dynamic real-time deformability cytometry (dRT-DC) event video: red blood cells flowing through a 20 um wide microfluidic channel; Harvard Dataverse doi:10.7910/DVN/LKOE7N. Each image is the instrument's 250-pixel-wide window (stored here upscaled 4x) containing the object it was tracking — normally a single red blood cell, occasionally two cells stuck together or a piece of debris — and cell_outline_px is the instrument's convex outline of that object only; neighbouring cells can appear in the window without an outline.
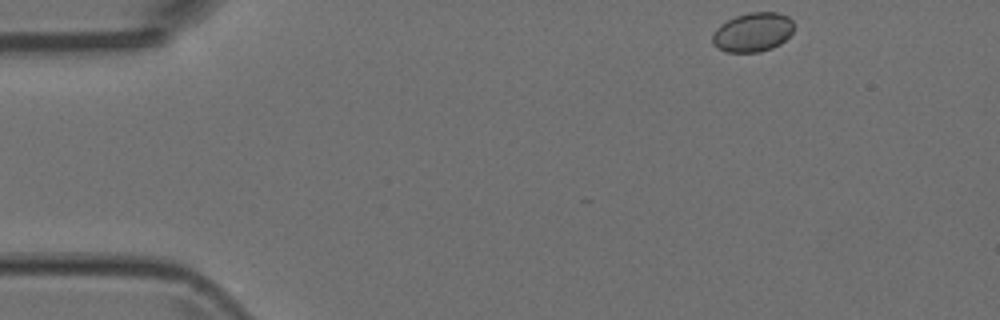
{"species": "Egyptian fruit bat (a non-hibernating species)", "species_latin": "Rousettus aegyptiacus", "temperature_condition": "room temperature", "stored_images_in_passage": 4, "camera_frame_rate_fps": 3000, "um_per_image_px": 0.085, "animal": {"sex": "female"}, "frame": {"image": 1, "passage_image": 1, "time_ms": 0.0, "image_size_px": [1000, 320], "cell_outline_px": [[792, 32], [780, 44], [772, 48], [760, 52], [724, 52], [716, 48], [712, 44], [712, 36], [716, 28], [720, 24], [736, 16], [748, 12], [776, 12], [788, 16], [792, 20]], "centroid_in_image_um": [63.95, 2.74], "position_along_channel_um": 21.1, "area_um2": 18.67}}
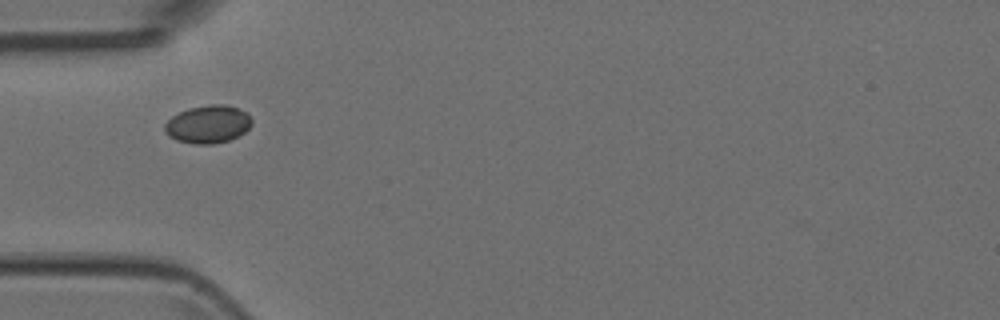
{"frame": {"image": 2, "passage_image": 4, "time_ms": 1.0, "image_size_px": [1000, 320], "cell_outline_px": [[252, 124], [244, 132], [228, 140], [212, 144], [196, 144], [176, 140], [168, 136], [164, 132], [164, 124], [172, 116], [188, 108], [208, 104], [224, 104], [236, 108], [244, 112], [252, 120]], "centroid_in_image_um": [17.63, 10.56], "position_along_channel_um": 67.4, "area_um2": 19.07}}